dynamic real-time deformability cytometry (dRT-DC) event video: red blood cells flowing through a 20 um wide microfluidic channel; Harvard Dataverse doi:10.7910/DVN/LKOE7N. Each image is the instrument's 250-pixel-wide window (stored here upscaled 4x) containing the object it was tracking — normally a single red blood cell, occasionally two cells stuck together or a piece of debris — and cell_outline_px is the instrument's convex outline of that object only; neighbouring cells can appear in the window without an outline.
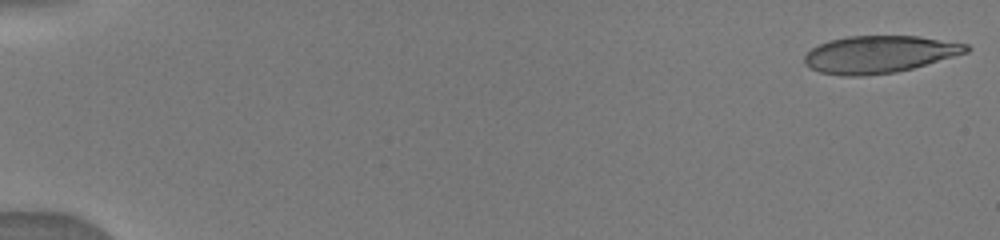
{"species": "human", "species_latin": "Homo sapiens", "temperature_condition": "warm", "stored_images_in_passage": 10, "camera_frame_rate_fps": 3000, "um_per_image_px": 0.085, "donor": {"sex": "male"}, "frame": {"image": 1, "passage_image": 1, "time_ms": 0.0, "image_size_px": [1000, 240], "cell_outline_px": [[972, 48], [968, 52], [912, 68], [896, 72], [860, 76], [840, 76], [820, 72], [804, 64], [804, 56], [812, 48], [828, 40], [848, 36], [916, 36], [968, 44]], "centroid_in_image_um": [74.72, 4.62], "position_along_channel_um": 10.3, "area_um2": 34.97}}
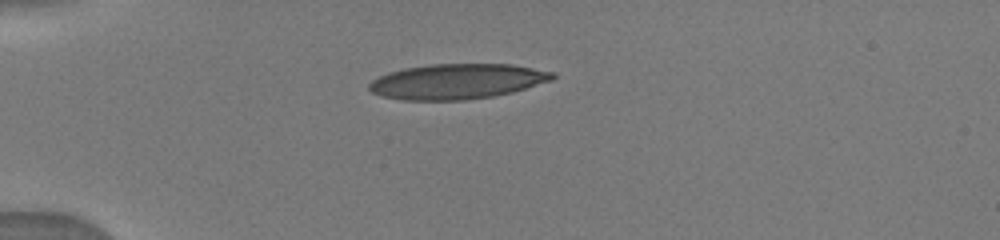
{"frame": {"image": 2, "passage_image": 9, "time_ms": 4.333, "image_size_px": [1000, 240], "cell_outline_px": [[556, 76], [552, 80], [512, 92], [492, 96], [464, 100], [400, 100], [380, 96], [372, 92], [368, 88], [368, 84], [372, 80], [388, 72], [404, 68], [432, 64], [512, 64], [556, 72]], "centroid_in_image_um": [38.84, 6.92], "position_along_channel_um": 46.2, "area_um2": 37.74}}